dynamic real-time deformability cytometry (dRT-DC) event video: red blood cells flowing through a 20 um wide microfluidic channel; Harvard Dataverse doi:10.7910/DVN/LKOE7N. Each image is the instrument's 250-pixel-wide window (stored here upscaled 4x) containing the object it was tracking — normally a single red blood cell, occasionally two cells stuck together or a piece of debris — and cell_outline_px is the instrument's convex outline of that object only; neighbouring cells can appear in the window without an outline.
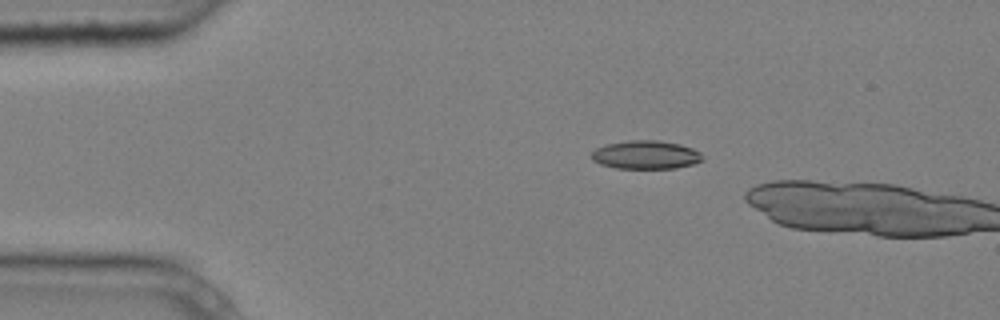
{"species": "common noctule bat (a hibernating species)", "species_latin": "Nyctalus noctula", "temperature_condition": "cold", "stored_images_in_passage": 3, "camera_frame_rate_fps": 3000, "um_per_image_px": 0.085, "animal": {"sex": "male", "body_mass_g": 20.4}, "frame": {"image": 1, "passage_image": 2, "time_ms": 0.333, "image_size_px": [1000, 320], "cell_outline_px": [[704, 160], [692, 164], [676, 168], [616, 168], [600, 164], [592, 160], [592, 152], [596, 148], [604, 144], [628, 140], [656, 140], [680, 144], [692, 148], [700, 152]], "centroid_in_image_um": [54.88, 13.15], "position_along_channel_um": 30.1, "area_um2": 18.44}}